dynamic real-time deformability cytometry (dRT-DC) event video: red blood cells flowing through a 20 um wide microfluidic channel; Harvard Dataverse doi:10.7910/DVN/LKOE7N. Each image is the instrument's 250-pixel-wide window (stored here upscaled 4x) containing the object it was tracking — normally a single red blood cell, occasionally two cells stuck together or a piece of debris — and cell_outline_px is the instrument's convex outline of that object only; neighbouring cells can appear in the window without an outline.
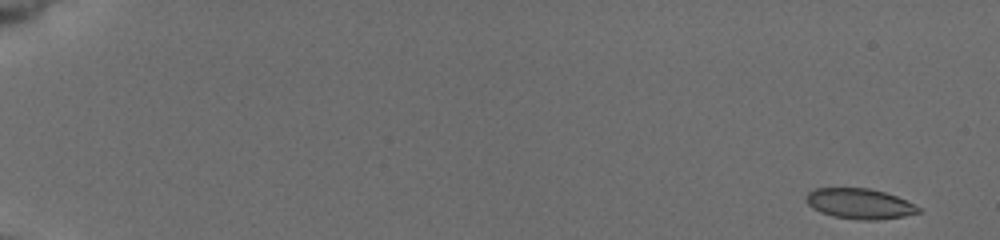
{"species": "common noctule bat (a hibernating species)", "species_latin": "Nyctalus noctula", "temperature_condition": "cold", "stored_images_in_passage": 28, "camera_frame_rate_fps": 3000, "um_per_image_px": 0.085, "animal": {"sex": "female", "body_mass_g": 19.5, "forearm_length_mm": 54.1}, "frame": {"image": 1, "passage_image": 1, "time_ms": 0.0, "image_size_px": [1000, 240], "cell_outline_px": [[920, 212], [904, 216], [876, 220], [864, 220], [832, 216], [820, 212], [812, 208], [804, 200], [808, 192], [816, 188], [868, 188], [884, 192], [896, 196], [920, 208]], "centroid_in_image_um": [73.01, 17.31], "position_along_channel_um": 12.0, "area_um2": 19.71}}
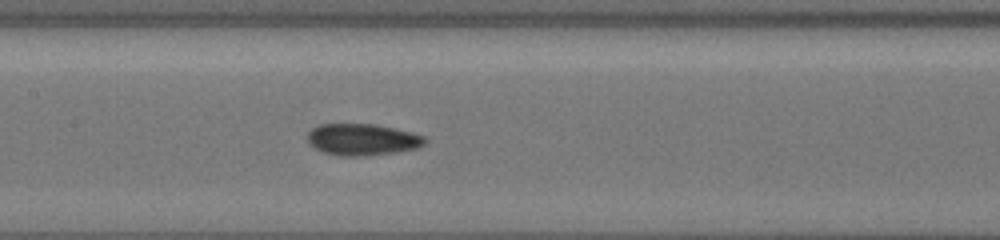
{"frame": {"image": 2, "passage_image": 22, "time_ms": 7.0, "image_size_px": [1000, 240], "cell_outline_px": [[428, 140], [420, 148], [396, 152], [368, 156], [340, 156], [324, 152], [316, 148], [308, 140], [308, 132], [312, 128], [320, 124], [372, 124], [392, 128], [424, 136]], "centroid_in_image_um": [30.82, 11.87], "position_along_channel_um": 176.6, "area_um2": 21.5}}
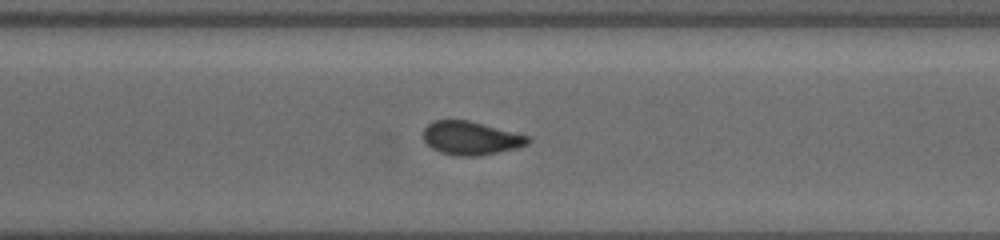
{"frame": {"image": 3, "passage_image": 28, "time_ms": 9.0, "image_size_px": [1000, 240], "cell_outline_px": [[532, 140], [528, 144], [516, 148], [476, 156], [456, 156], [440, 152], [432, 148], [424, 140], [424, 128], [428, 124], [436, 120], [468, 120], [528, 136]], "centroid_in_image_um": [40.01, 11.74], "position_along_channel_um": 330.6, "area_um2": 20.11}}